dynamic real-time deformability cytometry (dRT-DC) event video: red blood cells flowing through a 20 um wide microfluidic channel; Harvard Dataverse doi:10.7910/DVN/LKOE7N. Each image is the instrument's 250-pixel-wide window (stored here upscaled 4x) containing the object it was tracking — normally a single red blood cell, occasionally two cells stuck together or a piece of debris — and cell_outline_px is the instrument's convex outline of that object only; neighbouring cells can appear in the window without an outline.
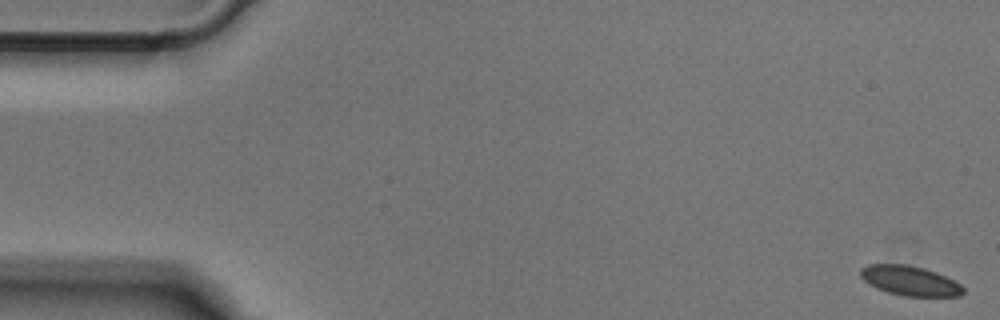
{"species": "Egyptian fruit bat (a non-hibernating species)", "species_latin": "Rousettus aegyptiacus", "temperature_condition": "cold", "stored_images_in_passage": 51, "camera_frame_rate_fps": 3000, "um_per_image_px": 0.085, "animal": {"sex": "male"}, "frame": {"image": 1, "passage_image": 1, "time_ms": 0.0, "image_size_px": [1000, 320], "cell_outline_px": [[964, 292], [960, 296], [904, 296], [888, 292], [876, 288], [864, 280], [860, 276], [860, 268], [868, 264], [908, 264], [924, 268], [936, 272], [960, 284], [964, 288]], "centroid_in_image_um": [77.32, 23.85], "position_along_channel_um": 7.7, "area_um2": 17.74}}
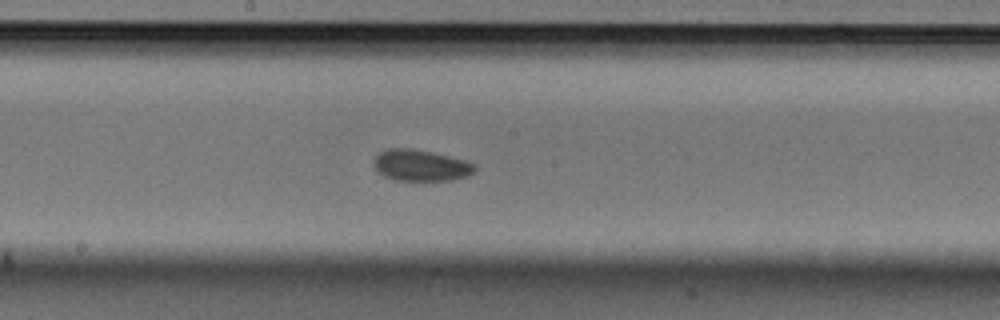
{"frame": {"image": 2, "passage_image": 27, "time_ms": 8.667, "image_size_px": [1000, 320], "cell_outline_px": [[476, 168], [468, 176], [452, 180], [392, 180], [384, 176], [372, 164], [376, 156], [380, 152], [388, 148], [412, 148], [432, 152], [464, 160], [476, 164]], "centroid_in_image_um": [35.75, 14.05], "position_along_channel_um": 212.4, "area_um2": 18.38}}
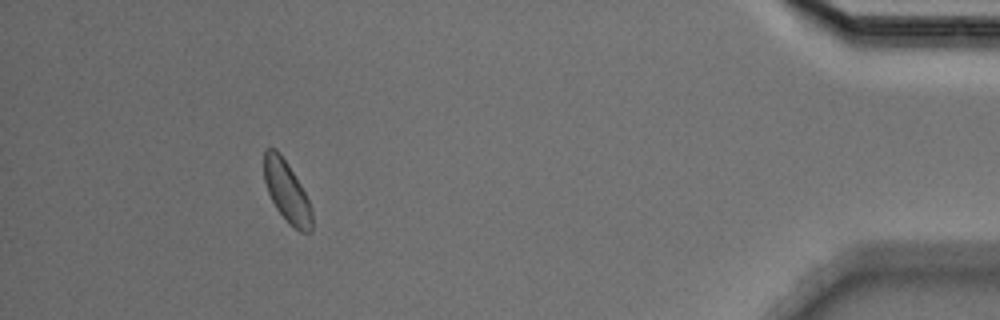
{"frame": {"image": 3, "passage_image": 47, "time_ms": 15.333, "image_size_px": [1000, 320], "cell_outline_px": [[312, 232], [300, 232], [276, 208], [268, 192], [264, 180], [264, 152], [268, 148], [276, 148], [280, 152], [288, 164], [300, 184], [312, 208]], "centroid_in_image_um": [24.38, 16.25], "position_along_channel_um": 410.8, "area_um2": 16.76}}